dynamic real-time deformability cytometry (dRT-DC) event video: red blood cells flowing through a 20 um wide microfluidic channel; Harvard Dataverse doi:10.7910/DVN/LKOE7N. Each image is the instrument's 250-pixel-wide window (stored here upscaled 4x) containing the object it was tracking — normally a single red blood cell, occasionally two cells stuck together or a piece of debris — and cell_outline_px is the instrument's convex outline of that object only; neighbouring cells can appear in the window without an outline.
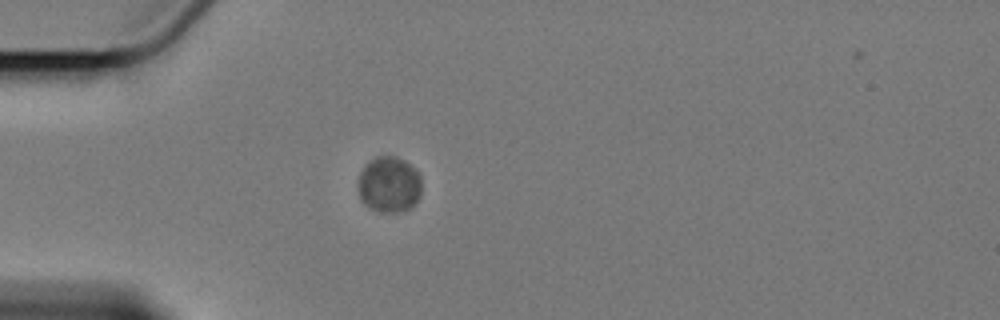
{"species": "Egyptian fruit bat (a non-hibernating species)", "species_latin": "Rousettus aegyptiacus", "temperature_condition": "cold", "stored_images_in_passage": 39, "camera_frame_rate_fps": 3000, "um_per_image_px": 0.085, "animal": {"sex": "female"}, "frame": {"image": 1, "passage_image": 1, "time_ms": 0.0, "image_size_px": [1000, 320], "cell_outline_px": [[420, 196], [408, 208], [396, 212], [380, 212], [364, 204], [360, 200], [360, 172], [376, 156], [396, 156], [404, 160], [420, 176]], "centroid_in_image_um": [33.07, 15.69], "position_along_channel_um": 51.9, "area_um2": 20.06}}
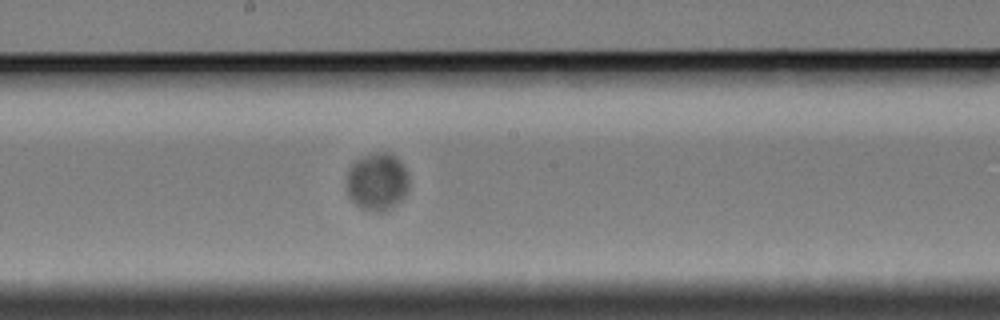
{"frame": {"image": 2, "passage_image": 17, "time_ms": 5.333, "image_size_px": [1000, 320], "cell_outline_px": [[408, 188], [404, 196], [396, 204], [388, 208], [376, 212], [360, 208], [348, 196], [348, 168], [356, 160], [364, 156], [380, 152], [388, 152], [396, 156], [404, 168], [408, 176]], "centroid_in_image_um": [32.06, 15.43], "position_along_channel_um": 216.1, "area_um2": 20.58}}
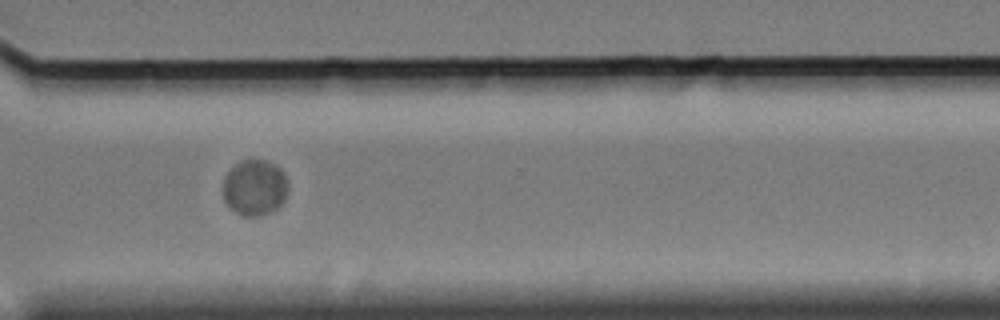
{"frame": {"image": 3, "passage_image": 29, "time_ms": 9.333, "image_size_px": [1000, 320], "cell_outline_px": [[288, 188], [284, 200], [272, 212], [260, 216], [244, 216], [236, 212], [224, 200], [224, 176], [236, 164], [244, 160], [264, 160], [276, 164], [284, 172], [288, 184]], "centroid_in_image_um": [21.68, 15.94], "position_along_channel_um": 348.9, "area_um2": 21.1}}